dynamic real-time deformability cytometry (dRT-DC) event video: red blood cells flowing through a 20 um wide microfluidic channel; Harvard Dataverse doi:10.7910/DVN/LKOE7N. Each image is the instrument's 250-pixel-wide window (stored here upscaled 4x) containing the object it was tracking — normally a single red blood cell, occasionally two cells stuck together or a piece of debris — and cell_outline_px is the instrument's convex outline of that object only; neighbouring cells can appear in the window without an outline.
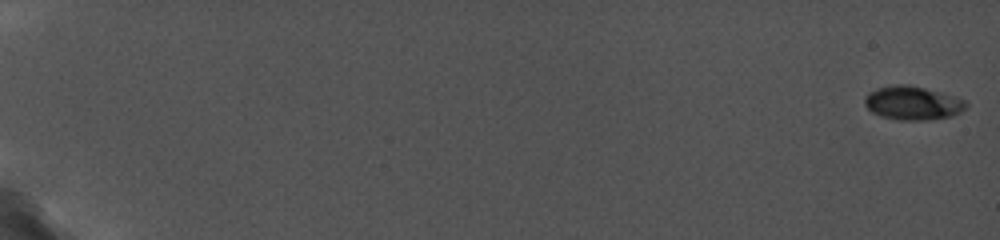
{"species": "common noctule bat (a hibernating species)", "species_latin": "Nyctalus noctula", "temperature_condition": "cold", "stored_images_in_passage": 43, "camera_frame_rate_fps": 5000, "um_per_image_px": 0.085, "animal": {"sex": "female", "body_mass_g": 19.0, "forearm_length_mm": 56.7}, "frame": {"image": 1, "passage_image": 1, "time_ms": 0.0, "image_size_px": [1000, 240], "cell_outline_px": [[968, 104], [960, 112], [952, 116], [928, 120], [900, 120], [880, 116], [872, 112], [864, 104], [864, 96], [868, 92], [876, 88], [896, 84], [908, 84], [924, 88], [964, 100]], "centroid_in_image_um": [77.51, 8.76], "position_along_channel_um": 7.5, "area_um2": 19.77}}
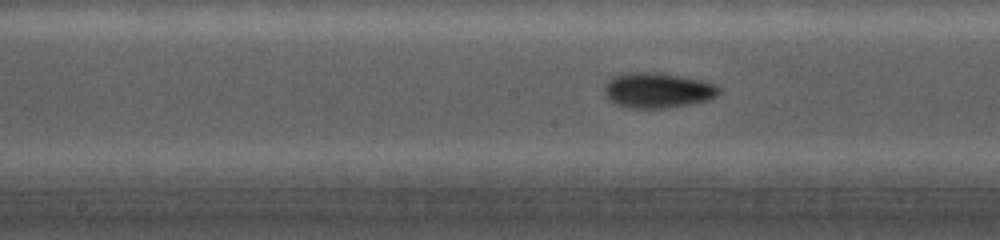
{"frame": {"image": 2, "passage_image": 25, "time_ms": 10.8, "image_size_px": [1000, 240], "cell_outline_px": [[720, 92], [712, 100], [664, 108], [628, 108], [616, 104], [604, 92], [604, 88], [612, 76], [628, 72], [660, 72], [700, 80], [716, 84], [720, 88]], "centroid_in_image_um": [55.93, 7.67], "position_along_channel_um": 192.3, "area_um2": 23.52}}
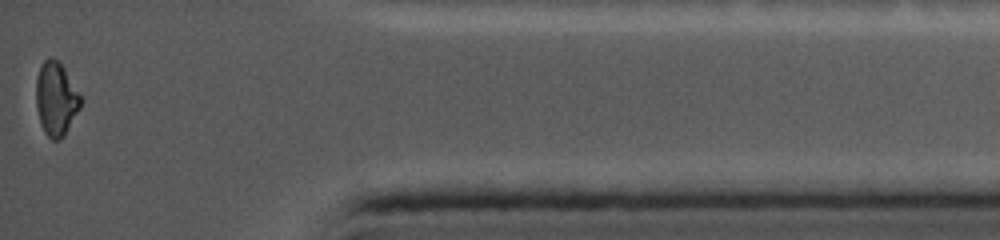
{"frame": {"image": 3, "passage_image": 43, "time_ms": 17.6, "image_size_px": [1000, 240], "cell_outline_px": [[84, 100], [80, 108], [64, 136], [60, 140], [52, 140], [44, 132], [40, 124], [36, 108], [36, 76], [44, 60], [48, 56], [52, 56], [64, 68]], "centroid_in_image_um": [4.76, 8.42], "position_along_channel_um": 430.4, "area_um2": 19.36}, "authors_computed_cell_mechanics": {"area_um2": 20.5768, "velocity_mm_per_s": 3.7851, "shape_relaxation_time_tau1_ms": null, "shape_relaxation_time_tau2_ms": 0.8788, "deformation_change_tau1": null, "deformation_change_tau2": 0.0386}}